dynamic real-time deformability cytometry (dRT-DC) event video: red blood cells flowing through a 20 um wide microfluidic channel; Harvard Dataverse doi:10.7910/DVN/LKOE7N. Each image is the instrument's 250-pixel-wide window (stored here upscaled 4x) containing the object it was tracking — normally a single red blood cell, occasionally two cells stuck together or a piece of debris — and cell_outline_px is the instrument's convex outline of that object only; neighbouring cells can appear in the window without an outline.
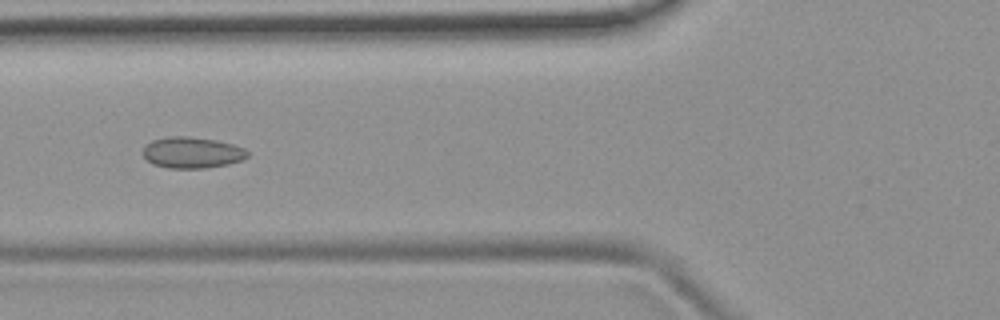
{"species": "common noctule bat (a hibernating species)", "species_latin": "Nyctalus noctula", "temperature_condition": "room temperature", "stored_images_in_passage": 54, "camera_frame_rate_fps": 3000, "um_per_image_px": 0.085, "animal": {"sex": "female", "body_mass_g": 19.9}, "frame": {"image": 1, "passage_image": 20, "time_ms": 6.333, "image_size_px": [1000, 320], "cell_outline_px": [[248, 156], [240, 160], [228, 164], [204, 168], [168, 168], [152, 164], [140, 152], [152, 140], [168, 136], [188, 136], [216, 140], [232, 144], [244, 148], [248, 152]], "centroid_in_image_um": [16.3, 12.96], "position_along_channel_um": 109.5, "area_um2": 18.96}}
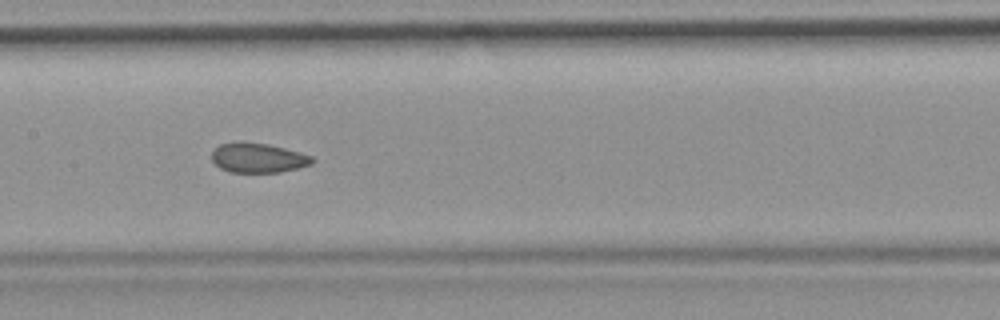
{"frame": {"image": 2, "passage_image": 26, "time_ms": 8.333, "image_size_px": [1000, 320], "cell_outline_px": [[316, 160], [312, 164], [280, 172], [228, 172], [220, 168], [212, 160], [212, 152], [220, 144], [236, 140], [240, 140], [268, 144], [300, 152], [312, 156]], "centroid_in_image_um": [21.92, 13.4], "position_along_channel_um": 185.5, "area_um2": 17.57}}
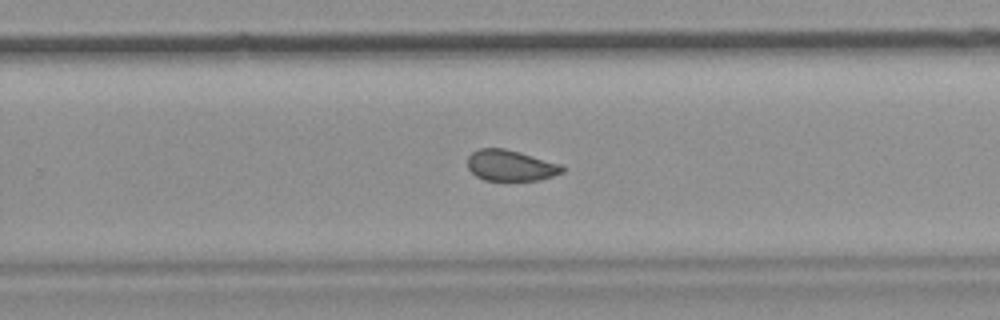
{"frame": {"image": 3, "passage_image": 34, "time_ms": 11.0, "image_size_px": [1000, 320], "cell_outline_px": [[564, 172], [540, 180], [484, 180], [476, 176], [468, 168], [468, 156], [472, 152], [480, 148], [504, 148], [520, 152], [560, 164], [564, 168]], "centroid_in_image_um": [43.39, 14.06], "position_along_channel_um": 286.4, "area_um2": 16.99}, "authors_computed_cell_mechanics": {"area_um2": 18.496, "velocity_mm_per_s": 3.8099, "shape_relaxation_time_tau1_ms": null, "shape_relaxation_time_tau2_ms": 1.3921, "deformation_change_tau1": null, "deformation_change_tau2": 0.0581}}